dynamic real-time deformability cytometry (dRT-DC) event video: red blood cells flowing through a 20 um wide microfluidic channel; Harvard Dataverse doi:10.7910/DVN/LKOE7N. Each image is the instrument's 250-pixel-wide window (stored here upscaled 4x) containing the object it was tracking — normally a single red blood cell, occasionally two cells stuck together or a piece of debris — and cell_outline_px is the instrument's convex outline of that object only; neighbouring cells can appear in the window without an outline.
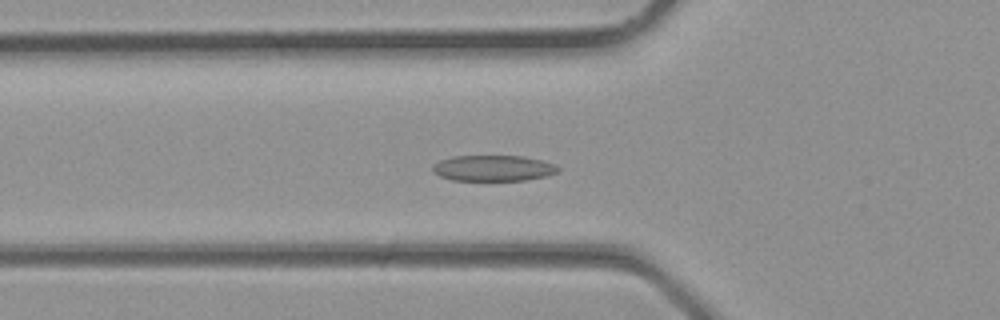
{"species": "common noctule bat (a hibernating species)", "species_latin": "Nyctalus noctula", "temperature_condition": "room temperature", "stored_images_in_passage": 35, "camera_frame_rate_fps": 3000, "um_per_image_px": 0.085, "animal": {"sex": "male", "body_mass_g": 23.1, "forearm_length_mm": 52.7}, "frame": {"image": 1, "passage_image": 13, "time_ms": 4.0, "image_size_px": [1000, 320], "cell_outline_px": [[560, 168], [556, 172], [548, 176], [524, 180], [452, 180], [440, 176], [432, 172], [432, 164], [440, 160], [452, 156], [524, 156], [544, 160], [556, 164]], "centroid_in_image_um": [41.93, 14.28], "position_along_channel_um": 83.9, "area_um2": 19.07}}
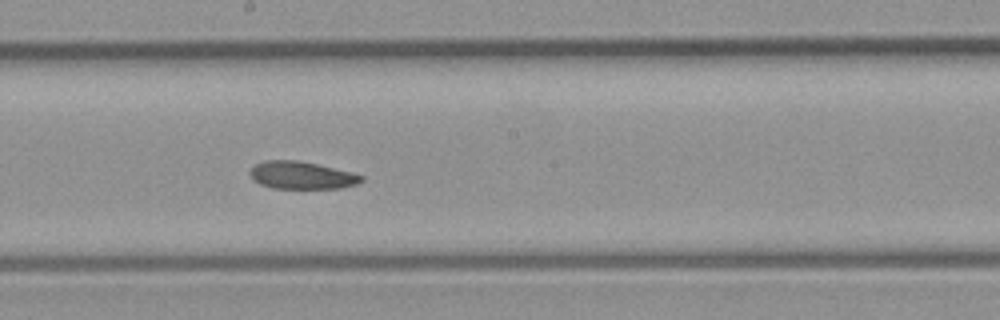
{"frame": {"image": 2, "passage_image": 20, "time_ms": 6.333, "image_size_px": [1000, 320], "cell_outline_px": [[364, 180], [356, 184], [340, 188], [272, 188], [260, 184], [248, 172], [256, 164], [264, 160], [296, 160], [316, 164], [352, 172], [364, 176]], "centroid_in_image_um": [25.65, 14.9], "position_along_channel_um": 222.5, "area_um2": 17.69}}
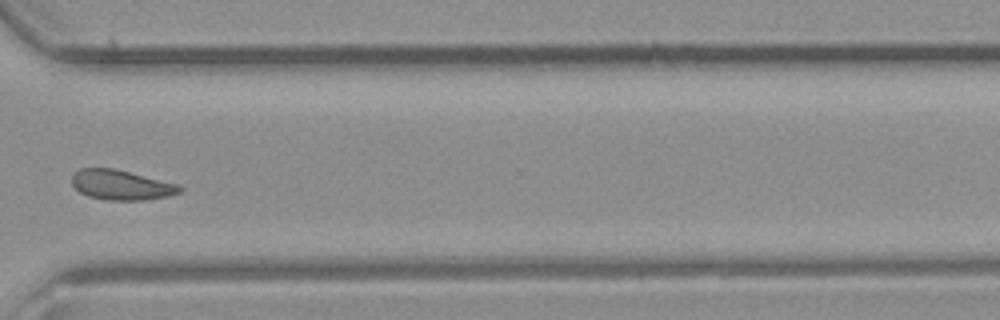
{"frame": {"image": 3, "passage_image": 27, "time_ms": 8.667, "image_size_px": [1000, 320], "cell_outline_px": [[184, 188], [180, 192], [168, 196], [144, 200], [108, 200], [88, 196], [80, 192], [72, 184], [72, 172], [80, 168], [116, 168], [180, 184]], "centroid_in_image_um": [10.32, 15.7], "position_along_channel_um": 360.3, "area_um2": 19.07}}